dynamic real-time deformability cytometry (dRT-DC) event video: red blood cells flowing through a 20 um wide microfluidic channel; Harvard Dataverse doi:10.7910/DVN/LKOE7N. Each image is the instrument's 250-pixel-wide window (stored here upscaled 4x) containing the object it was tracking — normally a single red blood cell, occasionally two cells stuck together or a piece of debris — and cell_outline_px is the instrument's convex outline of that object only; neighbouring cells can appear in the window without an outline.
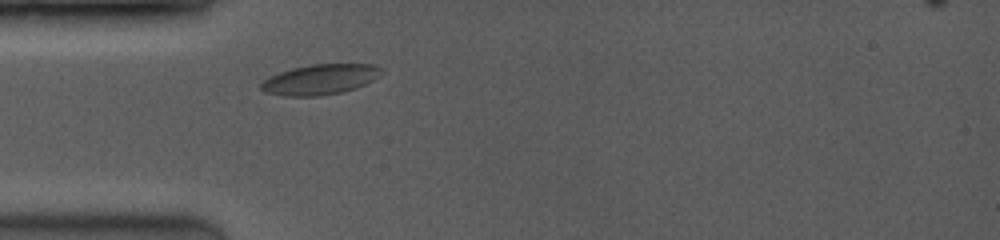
{"species": "common noctule bat (a hibernating species)", "species_latin": "Nyctalus noctula", "temperature_condition": "room temperature", "stored_images_in_passage": 1, "camera_frame_rate_fps": 3500, "um_per_image_px": 0.085, "animal": {"sex": "female", "body_mass_g": 19.0, "forearm_length_mm": 53.3}, "frame": {"image": 1, "passage_image": 1, "time_ms": 0.0, "image_size_px": [1000, 240], "cell_outline_px": [[380, 68], [376, 76], [372, 80], [356, 88], [344, 92], [320, 96], [284, 96], [264, 92], [260, 88], [260, 84], [268, 76], [292, 68], [312, 64], [376, 64]], "centroid_in_image_um": [27.14, 6.76], "position_along_channel_um": 57.9, "area_um2": 21.15}}